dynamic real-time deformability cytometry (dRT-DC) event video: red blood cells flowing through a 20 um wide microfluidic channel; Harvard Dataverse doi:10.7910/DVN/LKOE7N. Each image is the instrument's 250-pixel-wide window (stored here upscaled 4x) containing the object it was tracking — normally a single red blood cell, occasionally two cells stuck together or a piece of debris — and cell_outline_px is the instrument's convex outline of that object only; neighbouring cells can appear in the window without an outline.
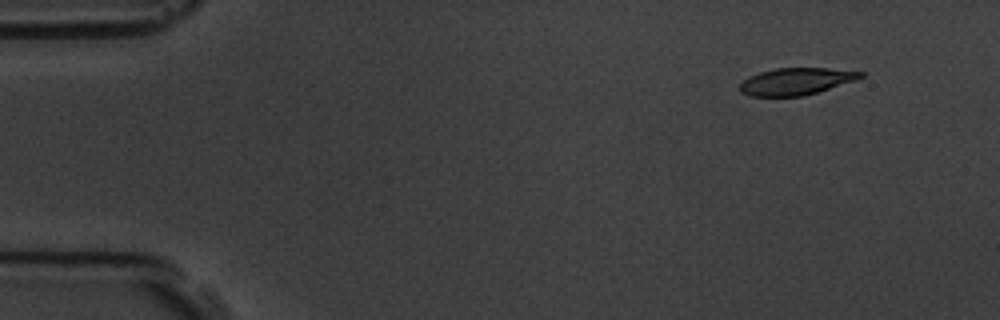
{"species": "common noctule bat (a hibernating species)", "species_latin": "Nyctalus noctula", "temperature_condition": "room temperature", "stored_images_in_passage": 5, "camera_frame_rate_fps": 3000, "um_per_image_px": 0.085, "animal": {"sex": "male", "body_mass_g": 19.5, "forearm_length_mm": 54.6}, "frame": {"image": 1, "passage_image": 2, "time_ms": 1.333, "image_size_px": [1000, 320], "cell_outline_px": [[864, 76], [856, 80], [804, 96], [748, 96], [740, 92], [740, 84], [748, 76], [760, 72], [776, 68], [828, 68], [864, 72]], "centroid_in_image_um": [67.65, 6.92], "position_along_channel_um": 17.3, "area_um2": 18.96}}
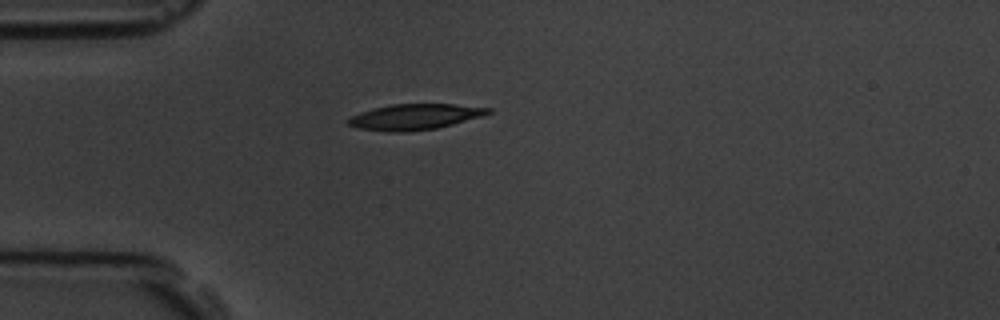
{"frame": {"image": 2, "passage_image": 5, "time_ms": 4.667, "image_size_px": [1000, 320], "cell_outline_px": [[492, 112], [484, 116], [436, 128], [408, 132], [388, 132], [356, 128], [348, 124], [344, 120], [360, 112], [392, 104], [452, 104], [492, 108]], "centroid_in_image_um": [35.25, 9.94], "position_along_channel_um": 49.8, "area_um2": 21.04}}